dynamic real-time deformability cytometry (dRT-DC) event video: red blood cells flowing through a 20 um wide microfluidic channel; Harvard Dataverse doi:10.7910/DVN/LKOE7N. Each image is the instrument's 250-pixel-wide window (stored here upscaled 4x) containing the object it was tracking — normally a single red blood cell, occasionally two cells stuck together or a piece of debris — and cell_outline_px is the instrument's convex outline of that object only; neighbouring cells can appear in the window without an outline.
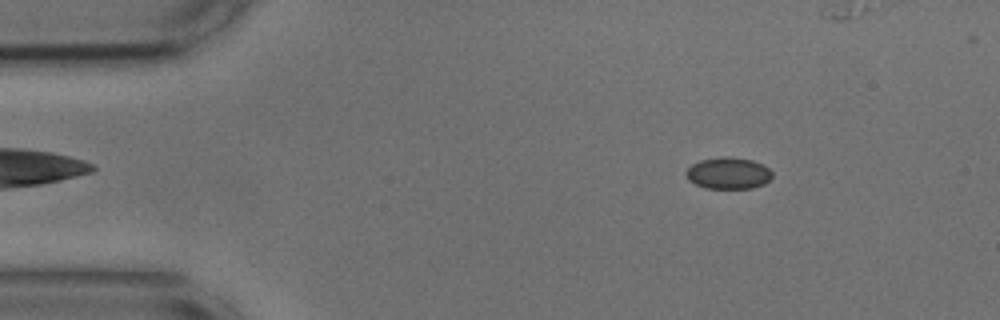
{"species": "common noctule bat (a hibernating species)", "species_latin": "Nyctalus noctula", "temperature_condition": "cold", "stored_images_in_passage": 46, "camera_frame_rate_fps": 3000, "um_per_image_px": 0.085, "animal": {"sex": "male", "body_mass_g": 17.9, "forearm_length_mm": 54.2}, "frame": {"image": 1, "passage_image": 7, "time_ms": 2.0, "image_size_px": [1000, 320], "cell_outline_px": [[772, 176], [764, 184], [752, 188], [704, 188], [688, 180], [688, 168], [692, 164], [700, 160], [728, 156], [752, 160], [768, 168], [772, 172]], "centroid_in_image_um": [61.92, 14.72], "position_along_channel_um": 23.1, "area_um2": 15.61}}
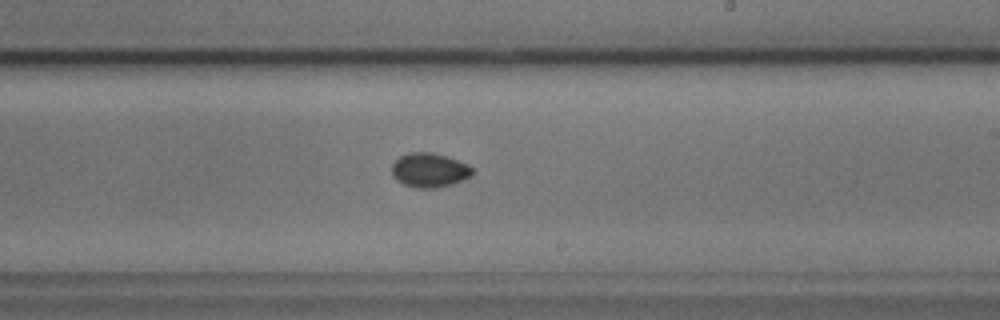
{"frame": {"image": 2, "passage_image": 31, "time_ms": 10.0, "image_size_px": [1000, 320], "cell_outline_px": [[472, 176], [464, 180], [432, 188], [416, 188], [404, 184], [396, 180], [392, 176], [392, 164], [400, 156], [408, 152], [432, 152], [468, 164], [472, 168]], "centroid_in_image_um": [36.47, 14.46], "position_along_channel_um": 252.5, "area_um2": 15.95}}
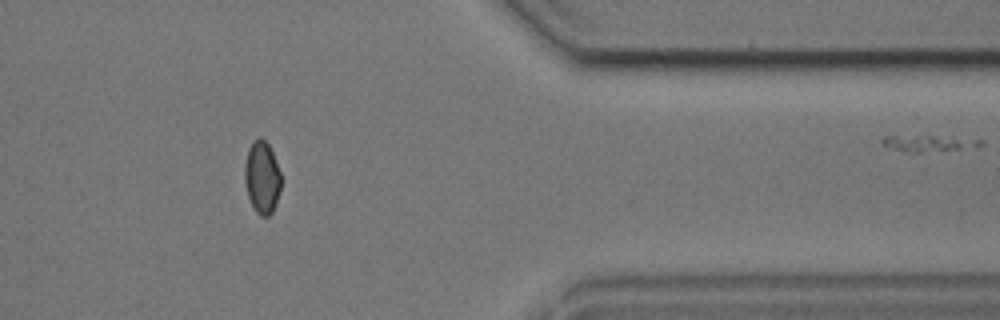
{"frame": {"image": 3, "passage_image": 44, "time_ms": 14.333, "image_size_px": [1000, 320], "cell_outline_px": [[280, 188], [272, 212], [268, 216], [260, 216], [256, 212], [248, 196], [244, 180], [244, 164], [248, 148], [260, 136], [268, 144], [272, 152], [280, 172]], "centroid_in_image_um": [22.25, 15.07], "position_along_channel_um": 389.2, "area_um2": 15.09}}